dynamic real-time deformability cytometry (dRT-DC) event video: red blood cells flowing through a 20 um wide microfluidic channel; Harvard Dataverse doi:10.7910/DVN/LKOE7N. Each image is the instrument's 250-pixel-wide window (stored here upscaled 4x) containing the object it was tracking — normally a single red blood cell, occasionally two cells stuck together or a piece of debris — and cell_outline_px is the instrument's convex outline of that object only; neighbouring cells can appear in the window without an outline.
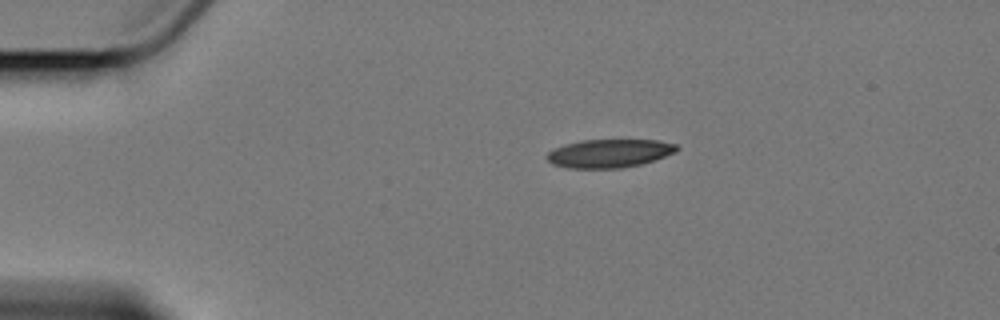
{"species": "Egyptian fruit bat (a non-hibernating species)", "species_latin": "Rousettus aegyptiacus", "temperature_condition": "cold", "stored_images_in_passage": 2, "camera_frame_rate_fps": 3000, "um_per_image_px": 0.085, "animal": {"sex": "female"}, "frame": {"image": 1, "passage_image": 1, "time_ms": 0.0, "image_size_px": [1000, 320], "cell_outline_px": [[680, 148], [676, 152], [640, 164], [620, 168], [568, 168], [552, 164], [548, 160], [548, 152], [564, 144], [580, 140], [656, 140], [676, 144]], "centroid_in_image_um": [51.79, 13.03], "position_along_channel_um": 33.2, "area_um2": 21.27}}